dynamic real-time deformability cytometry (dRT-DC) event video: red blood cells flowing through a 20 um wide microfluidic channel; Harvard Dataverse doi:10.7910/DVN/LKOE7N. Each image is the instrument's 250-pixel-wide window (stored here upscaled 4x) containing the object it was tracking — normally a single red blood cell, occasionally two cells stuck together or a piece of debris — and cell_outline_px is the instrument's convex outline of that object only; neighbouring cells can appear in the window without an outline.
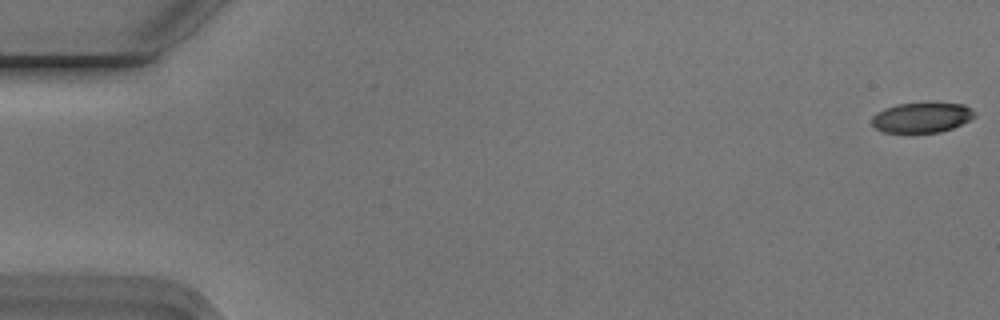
{"species": "Egyptian fruit bat (a non-hibernating species)", "species_latin": "Rousettus aegyptiacus", "temperature_condition": "cold", "stored_images_in_passage": 55, "camera_frame_rate_fps": 3000, "um_per_image_px": 0.085, "animal": {"sex": "male"}, "frame": {"image": 1, "passage_image": 1, "time_ms": 0.0, "image_size_px": [1000, 320], "cell_outline_px": [[976, 116], [952, 128], [940, 132], [884, 132], [876, 128], [872, 124], [872, 116], [876, 112], [884, 108], [896, 104], [964, 104], [972, 108]], "centroid_in_image_um": [78.33, 9.99], "position_along_channel_um": 6.7, "area_um2": 17.69}}
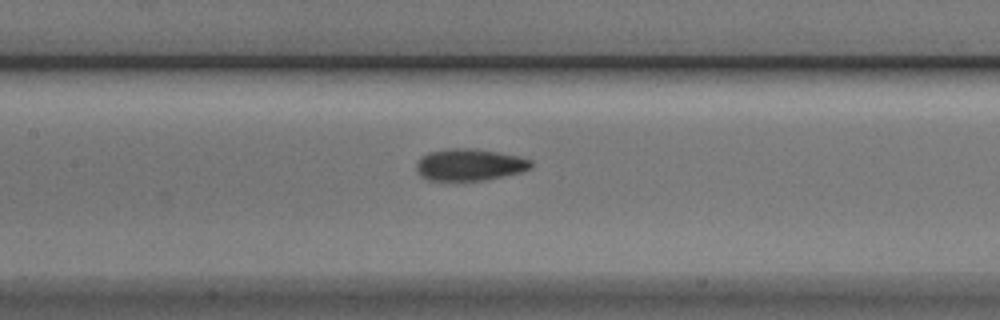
{"frame": {"image": 2, "passage_image": 26, "time_ms": 8.333, "image_size_px": [1000, 320], "cell_outline_px": [[532, 168], [520, 172], [504, 176], [484, 180], [428, 180], [420, 176], [416, 168], [416, 164], [428, 152], [452, 148], [472, 148], [520, 156], [532, 160]], "centroid_in_image_um": [39.94, 14.0], "position_along_channel_um": 167.5, "area_um2": 21.15}}
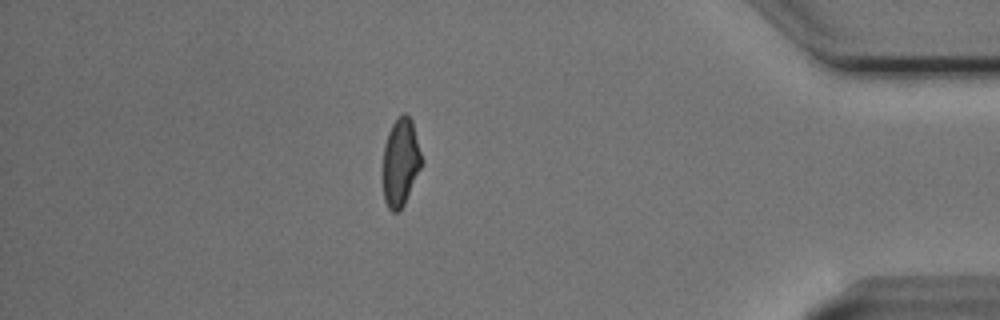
{"frame": {"image": 3, "passage_image": 48, "time_ms": 15.667, "image_size_px": [1000, 320], "cell_outline_px": [[424, 160], [404, 204], [400, 212], [392, 212], [388, 208], [384, 200], [384, 144], [388, 132], [392, 124], [404, 112], [412, 120]], "centroid_in_image_um": [34.07, 13.79], "position_along_channel_um": 401.1, "area_um2": 19.77}, "authors_computed_cell_mechanics": {"area_um2": 20.4612, "velocity_mm_per_s": 3.7507, "shape_relaxation_time_tau1_ms": 4.0333, "shape_relaxation_time_tau2_ms": 2.3753, "deformation_change_tau1": 0.1407, "deformation_change_tau2": 0.0728}}